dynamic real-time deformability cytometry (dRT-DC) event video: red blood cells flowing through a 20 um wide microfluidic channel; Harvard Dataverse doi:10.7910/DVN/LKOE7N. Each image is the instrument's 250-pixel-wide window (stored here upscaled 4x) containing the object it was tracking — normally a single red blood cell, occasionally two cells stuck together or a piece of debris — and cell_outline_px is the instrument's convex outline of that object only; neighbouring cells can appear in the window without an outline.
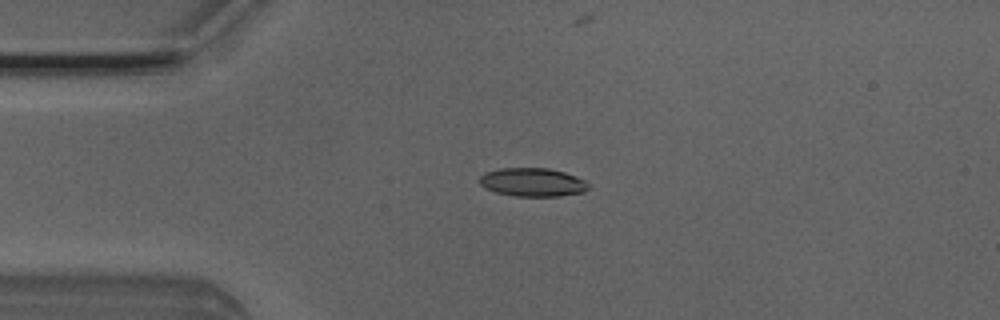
{"species": "Egyptian fruit bat (a non-hibernating species)", "species_latin": "Rousettus aegyptiacus", "temperature_condition": "room temperature", "stored_images_in_passage": 3, "camera_frame_rate_fps": 3000, "um_per_image_px": 0.085, "animal": {"sex": "male"}, "frame": {"image": 1, "passage_image": 2, "time_ms": 0.333, "image_size_px": [1000, 320], "cell_outline_px": [[588, 188], [584, 192], [560, 196], [512, 196], [496, 192], [480, 184], [480, 176], [484, 172], [496, 168], [548, 168], [564, 172], [576, 176], [584, 180], [588, 184]], "centroid_in_image_um": [45.26, 15.48], "position_along_channel_um": 39.7, "area_um2": 18.09}}